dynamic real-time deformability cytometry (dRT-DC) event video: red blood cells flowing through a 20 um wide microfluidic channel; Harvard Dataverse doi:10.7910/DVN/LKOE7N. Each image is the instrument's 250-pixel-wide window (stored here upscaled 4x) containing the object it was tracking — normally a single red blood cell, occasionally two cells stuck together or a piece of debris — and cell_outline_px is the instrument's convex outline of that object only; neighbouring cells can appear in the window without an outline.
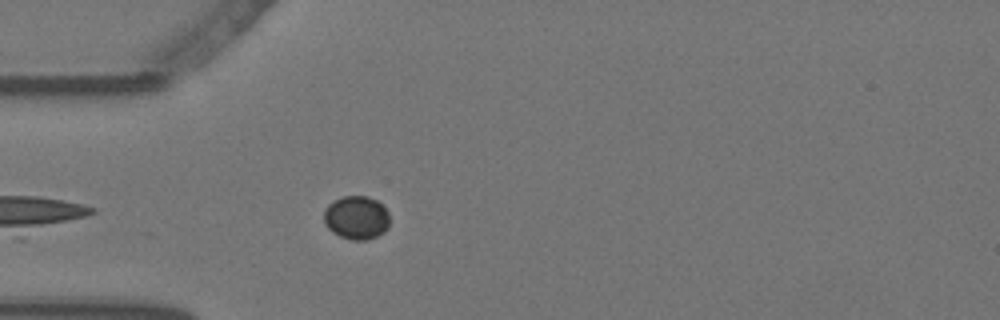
{"species": "Egyptian fruit bat (a non-hibernating species)", "species_latin": "Rousettus aegyptiacus", "temperature_condition": "warm", "stored_images_in_passage": 25, "camera_frame_rate_fps": 3000, "um_per_image_px": 0.085, "animal": {"sex": "female"}, "frame": {"image": 1, "passage_image": 1, "time_ms": 0.0, "image_size_px": [1000, 320], "cell_outline_px": [[388, 228], [384, 232], [376, 236], [364, 240], [352, 240], [340, 236], [332, 232], [324, 224], [324, 212], [328, 204], [344, 196], [368, 196], [376, 200], [388, 212]], "centroid_in_image_um": [30.28, 18.5], "position_along_channel_um": 54.7, "area_um2": 16.53}}
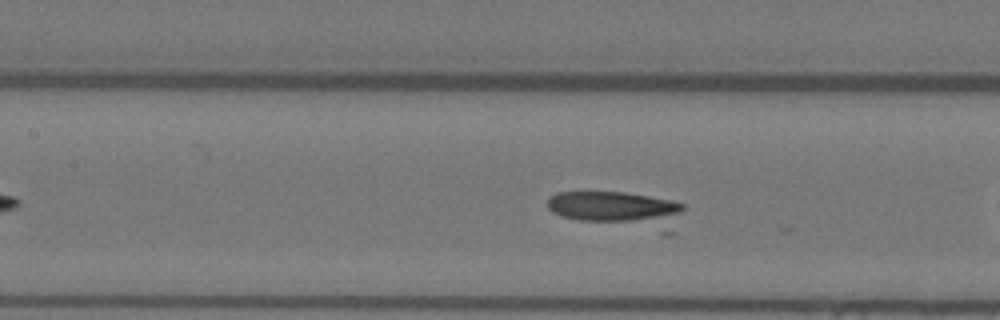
{"frame": {"image": 2, "passage_image": 7, "time_ms": 2.0, "image_size_px": [1000, 320], "cell_outline_px": [[684, 208], [680, 212], [672, 216], [632, 220], [580, 220], [560, 216], [552, 212], [548, 208], [548, 196], [556, 192], [584, 188], [588, 188], [624, 192], [648, 196], [668, 200], [684, 204]], "centroid_in_image_um": [51.84, 17.46], "position_along_channel_um": 155.6, "area_um2": 23.93}}
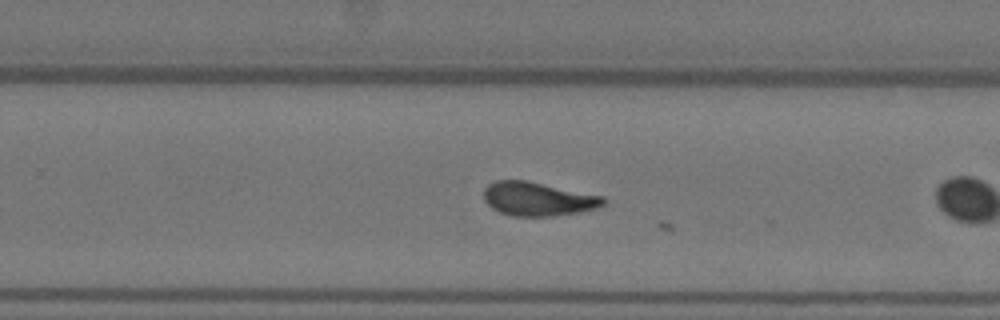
{"frame": {"image": 3, "passage_image": 18, "time_ms": 5.667, "image_size_px": [1000, 320], "cell_outline_px": [[604, 204], [596, 208], [580, 212], [552, 216], [512, 216], [500, 212], [492, 208], [484, 200], [484, 188], [488, 184], [496, 180], [528, 180], [604, 196]], "centroid_in_image_um": [45.71, 16.9], "position_along_channel_um": 284.1, "area_um2": 23.64}}